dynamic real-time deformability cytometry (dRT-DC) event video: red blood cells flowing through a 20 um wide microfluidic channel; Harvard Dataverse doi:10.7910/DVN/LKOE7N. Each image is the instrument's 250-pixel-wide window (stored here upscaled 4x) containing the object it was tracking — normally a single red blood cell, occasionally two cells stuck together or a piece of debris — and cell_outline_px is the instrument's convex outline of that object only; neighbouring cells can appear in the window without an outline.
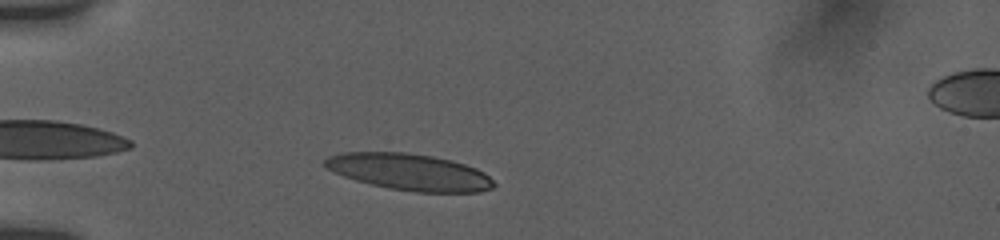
{"species": "human", "species_latin": "Homo sapiens", "temperature_condition": "room temperature", "stored_images_in_passage": 6, "camera_frame_rate_fps": 3000, "um_per_image_px": 0.085, "donor": {"sex": "female"}, "frame": {"image": 1, "passage_image": 3, "time_ms": 1.0, "image_size_px": [1000, 240], "cell_outline_px": [[496, 184], [492, 188], [480, 192], [416, 192], [388, 188], [356, 180], [332, 172], [324, 164], [324, 160], [328, 156], [344, 152], [404, 152], [432, 156], [452, 160], [476, 168], [484, 172]], "centroid_in_image_um": [34.81, 14.62], "position_along_channel_um": 50.2, "area_um2": 35.89}}
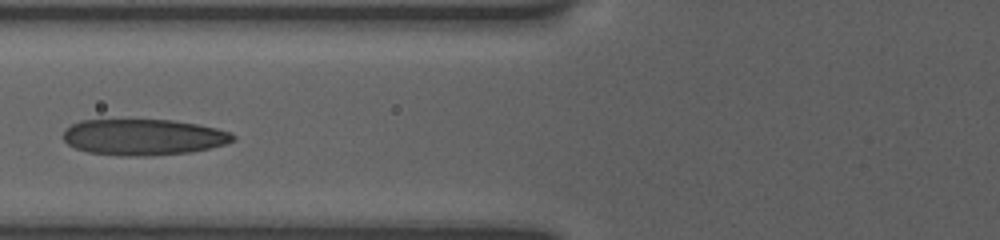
{"frame": {"image": 2, "passage_image": 6, "time_ms": 3.333, "image_size_px": [1000, 240], "cell_outline_px": [[236, 140], [224, 144], [208, 148], [188, 152], [148, 156], [124, 156], [88, 152], [76, 148], [68, 144], [60, 136], [72, 124], [80, 120], [172, 120], [196, 124], [216, 128], [232, 132], [236, 136]], "centroid_in_image_um": [12.19, 11.65], "position_along_channel_um": 113.6, "area_um2": 35.66}}